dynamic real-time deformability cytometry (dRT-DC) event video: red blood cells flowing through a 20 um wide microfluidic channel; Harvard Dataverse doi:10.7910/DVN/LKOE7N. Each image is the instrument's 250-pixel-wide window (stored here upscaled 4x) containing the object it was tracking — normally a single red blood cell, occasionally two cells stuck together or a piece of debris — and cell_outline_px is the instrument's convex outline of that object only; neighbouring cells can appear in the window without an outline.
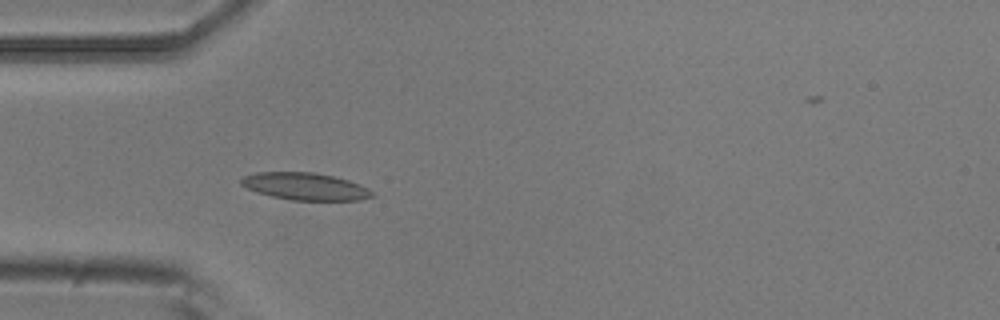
{"species": "common noctule bat (a hibernating species)", "species_latin": "Nyctalus noctula", "temperature_condition": "room temperature", "stored_images_in_passage": 5, "camera_frame_rate_fps": 3000, "um_per_image_px": 0.085, "animal": {"sex": "male", "body_mass_g": 20.5, "forearm_length_mm": 52.5}, "frame": {"image": 1, "passage_image": 5, "time_ms": 1.333, "image_size_px": [1000, 320], "cell_outline_px": [[376, 196], [360, 200], [292, 200], [272, 196], [256, 192], [240, 184], [240, 180], [244, 176], [256, 172], [312, 172], [332, 176], [348, 180], [360, 184], [368, 188]], "centroid_in_image_um": [25.95, 15.84], "position_along_channel_um": 59.1, "area_um2": 20.75}}